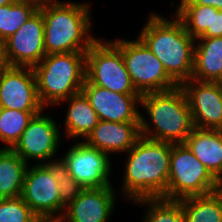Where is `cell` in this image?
<instances>
[{
  "instance_id": "6da1fadb",
  "label": "cell",
  "mask_w": 222,
  "mask_h": 222,
  "mask_svg": "<svg viewBox=\"0 0 222 222\" xmlns=\"http://www.w3.org/2000/svg\"><path fill=\"white\" fill-rule=\"evenodd\" d=\"M171 149L172 143L140 136L127 151L122 194L128 200L167 199Z\"/></svg>"
},
{
  "instance_id": "7a4b0ae2",
  "label": "cell",
  "mask_w": 222,
  "mask_h": 222,
  "mask_svg": "<svg viewBox=\"0 0 222 222\" xmlns=\"http://www.w3.org/2000/svg\"><path fill=\"white\" fill-rule=\"evenodd\" d=\"M168 19L150 14L138 38L162 62L167 74L180 86L192 78L195 39L174 15Z\"/></svg>"
},
{
  "instance_id": "3957f363",
  "label": "cell",
  "mask_w": 222,
  "mask_h": 222,
  "mask_svg": "<svg viewBox=\"0 0 222 222\" xmlns=\"http://www.w3.org/2000/svg\"><path fill=\"white\" fill-rule=\"evenodd\" d=\"M140 106L149 119L140 114V135L172 144L185 143L194 129L188 99L181 86L165 92L141 95ZM153 126V128H151Z\"/></svg>"
},
{
  "instance_id": "277c9868",
  "label": "cell",
  "mask_w": 222,
  "mask_h": 222,
  "mask_svg": "<svg viewBox=\"0 0 222 222\" xmlns=\"http://www.w3.org/2000/svg\"><path fill=\"white\" fill-rule=\"evenodd\" d=\"M40 11L44 20L46 55L86 52L97 40L90 33L92 23L88 3L56 0L47 4Z\"/></svg>"
},
{
  "instance_id": "5b68a950",
  "label": "cell",
  "mask_w": 222,
  "mask_h": 222,
  "mask_svg": "<svg viewBox=\"0 0 222 222\" xmlns=\"http://www.w3.org/2000/svg\"><path fill=\"white\" fill-rule=\"evenodd\" d=\"M40 103L46 108L82 91L86 80V52L46 55L33 67Z\"/></svg>"
},
{
  "instance_id": "8992f818",
  "label": "cell",
  "mask_w": 222,
  "mask_h": 222,
  "mask_svg": "<svg viewBox=\"0 0 222 222\" xmlns=\"http://www.w3.org/2000/svg\"><path fill=\"white\" fill-rule=\"evenodd\" d=\"M221 187L185 143L172 144L167 199L205 195Z\"/></svg>"
},
{
  "instance_id": "52a82bcc",
  "label": "cell",
  "mask_w": 222,
  "mask_h": 222,
  "mask_svg": "<svg viewBox=\"0 0 222 222\" xmlns=\"http://www.w3.org/2000/svg\"><path fill=\"white\" fill-rule=\"evenodd\" d=\"M112 41L120 48L130 79L140 95L165 92L179 86L138 37L132 41L120 38Z\"/></svg>"
},
{
  "instance_id": "ba28073f",
  "label": "cell",
  "mask_w": 222,
  "mask_h": 222,
  "mask_svg": "<svg viewBox=\"0 0 222 222\" xmlns=\"http://www.w3.org/2000/svg\"><path fill=\"white\" fill-rule=\"evenodd\" d=\"M97 39L86 51V79L93 85L121 94H139L126 69L120 48Z\"/></svg>"
},
{
  "instance_id": "9c48e42d",
  "label": "cell",
  "mask_w": 222,
  "mask_h": 222,
  "mask_svg": "<svg viewBox=\"0 0 222 222\" xmlns=\"http://www.w3.org/2000/svg\"><path fill=\"white\" fill-rule=\"evenodd\" d=\"M29 165L20 196L38 217L60 220L66 207L60 202L58 182L44 164Z\"/></svg>"
},
{
  "instance_id": "30bf717a",
  "label": "cell",
  "mask_w": 222,
  "mask_h": 222,
  "mask_svg": "<svg viewBox=\"0 0 222 222\" xmlns=\"http://www.w3.org/2000/svg\"><path fill=\"white\" fill-rule=\"evenodd\" d=\"M40 113L28 123L12 150L27 164L30 160L45 164L52 160L60 148L61 132L58 124L49 115ZM43 161V162H42Z\"/></svg>"
},
{
  "instance_id": "8fae6325",
  "label": "cell",
  "mask_w": 222,
  "mask_h": 222,
  "mask_svg": "<svg viewBox=\"0 0 222 222\" xmlns=\"http://www.w3.org/2000/svg\"><path fill=\"white\" fill-rule=\"evenodd\" d=\"M97 148L90 147L84 141L73 144L62 159L68 166L70 175L83 188L113 186L110 180L111 160Z\"/></svg>"
},
{
  "instance_id": "7c38bea8",
  "label": "cell",
  "mask_w": 222,
  "mask_h": 222,
  "mask_svg": "<svg viewBox=\"0 0 222 222\" xmlns=\"http://www.w3.org/2000/svg\"><path fill=\"white\" fill-rule=\"evenodd\" d=\"M0 107L20 111H42L33 67L10 66L0 73Z\"/></svg>"
},
{
  "instance_id": "4fadbf2b",
  "label": "cell",
  "mask_w": 222,
  "mask_h": 222,
  "mask_svg": "<svg viewBox=\"0 0 222 222\" xmlns=\"http://www.w3.org/2000/svg\"><path fill=\"white\" fill-rule=\"evenodd\" d=\"M180 86L188 99L194 127L222 130V83L190 79Z\"/></svg>"
},
{
  "instance_id": "5bb4252c",
  "label": "cell",
  "mask_w": 222,
  "mask_h": 222,
  "mask_svg": "<svg viewBox=\"0 0 222 222\" xmlns=\"http://www.w3.org/2000/svg\"><path fill=\"white\" fill-rule=\"evenodd\" d=\"M7 57L11 66L34 67L46 56L44 20L40 10L6 40Z\"/></svg>"
},
{
  "instance_id": "9a60e30c",
  "label": "cell",
  "mask_w": 222,
  "mask_h": 222,
  "mask_svg": "<svg viewBox=\"0 0 222 222\" xmlns=\"http://www.w3.org/2000/svg\"><path fill=\"white\" fill-rule=\"evenodd\" d=\"M82 92L88 98L99 120L140 123V94H121L91 84L87 79Z\"/></svg>"
},
{
  "instance_id": "2e32d148",
  "label": "cell",
  "mask_w": 222,
  "mask_h": 222,
  "mask_svg": "<svg viewBox=\"0 0 222 222\" xmlns=\"http://www.w3.org/2000/svg\"><path fill=\"white\" fill-rule=\"evenodd\" d=\"M113 186L84 188L64 211L60 222H107L115 208Z\"/></svg>"
},
{
  "instance_id": "e0dca14e",
  "label": "cell",
  "mask_w": 222,
  "mask_h": 222,
  "mask_svg": "<svg viewBox=\"0 0 222 222\" xmlns=\"http://www.w3.org/2000/svg\"><path fill=\"white\" fill-rule=\"evenodd\" d=\"M140 124L100 120L84 142L107 155L129 151L140 137Z\"/></svg>"
},
{
  "instance_id": "ac0fdd59",
  "label": "cell",
  "mask_w": 222,
  "mask_h": 222,
  "mask_svg": "<svg viewBox=\"0 0 222 222\" xmlns=\"http://www.w3.org/2000/svg\"><path fill=\"white\" fill-rule=\"evenodd\" d=\"M185 144L222 185V130L194 127Z\"/></svg>"
},
{
  "instance_id": "d6986e66",
  "label": "cell",
  "mask_w": 222,
  "mask_h": 222,
  "mask_svg": "<svg viewBox=\"0 0 222 222\" xmlns=\"http://www.w3.org/2000/svg\"><path fill=\"white\" fill-rule=\"evenodd\" d=\"M191 79L222 83V37H199L195 39Z\"/></svg>"
},
{
  "instance_id": "ffe728a7",
  "label": "cell",
  "mask_w": 222,
  "mask_h": 222,
  "mask_svg": "<svg viewBox=\"0 0 222 222\" xmlns=\"http://www.w3.org/2000/svg\"><path fill=\"white\" fill-rule=\"evenodd\" d=\"M64 101L68 104L64 135L72 139L83 137L85 140L100 121L98 115L82 91L62 100L57 105Z\"/></svg>"
},
{
  "instance_id": "44dd1931",
  "label": "cell",
  "mask_w": 222,
  "mask_h": 222,
  "mask_svg": "<svg viewBox=\"0 0 222 222\" xmlns=\"http://www.w3.org/2000/svg\"><path fill=\"white\" fill-rule=\"evenodd\" d=\"M185 222H222V187L180 200Z\"/></svg>"
},
{
  "instance_id": "7402d4cb",
  "label": "cell",
  "mask_w": 222,
  "mask_h": 222,
  "mask_svg": "<svg viewBox=\"0 0 222 222\" xmlns=\"http://www.w3.org/2000/svg\"><path fill=\"white\" fill-rule=\"evenodd\" d=\"M27 166L12 149L0 148V198L21 195Z\"/></svg>"
},
{
  "instance_id": "603a6c76",
  "label": "cell",
  "mask_w": 222,
  "mask_h": 222,
  "mask_svg": "<svg viewBox=\"0 0 222 222\" xmlns=\"http://www.w3.org/2000/svg\"><path fill=\"white\" fill-rule=\"evenodd\" d=\"M41 111H20L0 107V141L12 149L34 115Z\"/></svg>"
},
{
  "instance_id": "cb8c5ba5",
  "label": "cell",
  "mask_w": 222,
  "mask_h": 222,
  "mask_svg": "<svg viewBox=\"0 0 222 222\" xmlns=\"http://www.w3.org/2000/svg\"><path fill=\"white\" fill-rule=\"evenodd\" d=\"M133 202L148 208L143 222H185L180 200L156 197L141 198Z\"/></svg>"
},
{
  "instance_id": "d4e9b609",
  "label": "cell",
  "mask_w": 222,
  "mask_h": 222,
  "mask_svg": "<svg viewBox=\"0 0 222 222\" xmlns=\"http://www.w3.org/2000/svg\"><path fill=\"white\" fill-rule=\"evenodd\" d=\"M174 15L194 39L199 38L206 29H211L212 6L179 4Z\"/></svg>"
},
{
  "instance_id": "484cf974",
  "label": "cell",
  "mask_w": 222,
  "mask_h": 222,
  "mask_svg": "<svg viewBox=\"0 0 222 222\" xmlns=\"http://www.w3.org/2000/svg\"><path fill=\"white\" fill-rule=\"evenodd\" d=\"M58 182L60 202L67 207L84 189L69 173L62 158L53 159L44 164Z\"/></svg>"
},
{
  "instance_id": "4316f807",
  "label": "cell",
  "mask_w": 222,
  "mask_h": 222,
  "mask_svg": "<svg viewBox=\"0 0 222 222\" xmlns=\"http://www.w3.org/2000/svg\"><path fill=\"white\" fill-rule=\"evenodd\" d=\"M36 10L31 5L16 2L0 6V38L6 41Z\"/></svg>"
},
{
  "instance_id": "83f0119b",
  "label": "cell",
  "mask_w": 222,
  "mask_h": 222,
  "mask_svg": "<svg viewBox=\"0 0 222 222\" xmlns=\"http://www.w3.org/2000/svg\"><path fill=\"white\" fill-rule=\"evenodd\" d=\"M37 218L21 196L0 198V222H34Z\"/></svg>"
},
{
  "instance_id": "f1b7e54d",
  "label": "cell",
  "mask_w": 222,
  "mask_h": 222,
  "mask_svg": "<svg viewBox=\"0 0 222 222\" xmlns=\"http://www.w3.org/2000/svg\"><path fill=\"white\" fill-rule=\"evenodd\" d=\"M200 37H222V10L212 7L211 29H206Z\"/></svg>"
},
{
  "instance_id": "f546056e",
  "label": "cell",
  "mask_w": 222,
  "mask_h": 222,
  "mask_svg": "<svg viewBox=\"0 0 222 222\" xmlns=\"http://www.w3.org/2000/svg\"><path fill=\"white\" fill-rule=\"evenodd\" d=\"M180 4L212 6L218 10H222V0H180Z\"/></svg>"
},
{
  "instance_id": "4dcf8cb0",
  "label": "cell",
  "mask_w": 222,
  "mask_h": 222,
  "mask_svg": "<svg viewBox=\"0 0 222 222\" xmlns=\"http://www.w3.org/2000/svg\"><path fill=\"white\" fill-rule=\"evenodd\" d=\"M10 62L7 57L6 41L0 38V73L9 68Z\"/></svg>"
},
{
  "instance_id": "1f68e13d",
  "label": "cell",
  "mask_w": 222,
  "mask_h": 222,
  "mask_svg": "<svg viewBox=\"0 0 222 222\" xmlns=\"http://www.w3.org/2000/svg\"><path fill=\"white\" fill-rule=\"evenodd\" d=\"M56 0H15L16 3L28 4L33 6L37 10H41L47 4H50Z\"/></svg>"
},
{
  "instance_id": "d6a6232c",
  "label": "cell",
  "mask_w": 222,
  "mask_h": 222,
  "mask_svg": "<svg viewBox=\"0 0 222 222\" xmlns=\"http://www.w3.org/2000/svg\"><path fill=\"white\" fill-rule=\"evenodd\" d=\"M34 222H60V220L55 218H40L38 217Z\"/></svg>"
},
{
  "instance_id": "836d02e7",
  "label": "cell",
  "mask_w": 222,
  "mask_h": 222,
  "mask_svg": "<svg viewBox=\"0 0 222 222\" xmlns=\"http://www.w3.org/2000/svg\"><path fill=\"white\" fill-rule=\"evenodd\" d=\"M15 3V0H0V6L9 5Z\"/></svg>"
}]
</instances>
